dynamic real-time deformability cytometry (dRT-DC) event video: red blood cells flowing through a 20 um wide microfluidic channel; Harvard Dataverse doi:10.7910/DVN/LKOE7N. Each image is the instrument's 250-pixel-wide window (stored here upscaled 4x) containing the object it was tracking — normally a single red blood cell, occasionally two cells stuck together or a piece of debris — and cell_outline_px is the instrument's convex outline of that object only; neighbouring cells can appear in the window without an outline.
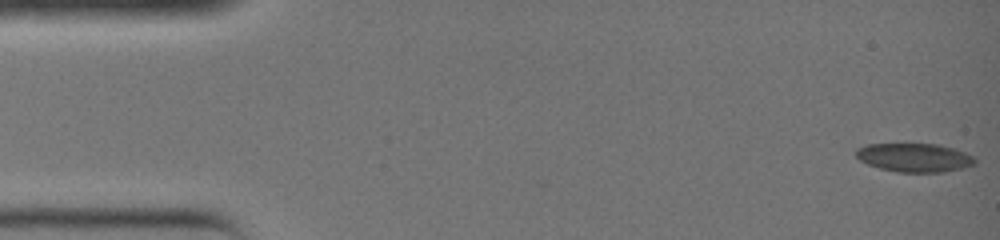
{"species": "common noctule bat (a hibernating species)", "species_latin": "Nyctalus noctula", "temperature_condition": "warm", "stored_images_in_passage": 37, "camera_frame_rate_fps": 3000, "um_per_image_px": 0.085, "animal": {"sex": "female", "body_mass_g": 19.0, "forearm_length_mm": 51.5}, "frame": {"image": 1, "passage_image": 1, "time_ms": 0.0, "image_size_px": [1000, 240], "cell_outline_px": [[976, 164], [944, 172], [896, 172], [880, 168], [868, 164], [860, 160], [856, 156], [856, 148], [868, 144], [936, 144], [952, 148], [964, 152], [972, 156], [976, 160]], "centroid_in_image_um": [77.71, 13.39], "position_along_channel_um": 7.3, "area_um2": 19.71}}
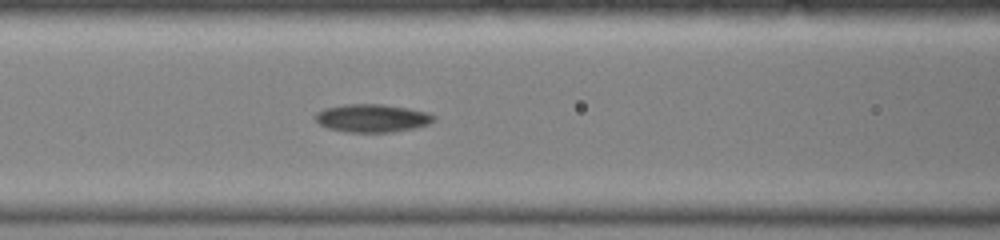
{"frame": {"image": 2, "passage_image": 16, "time_ms": 5.0, "image_size_px": [1000, 240], "cell_outline_px": [[436, 120], [428, 124], [412, 128], [392, 132], [348, 132], [328, 128], [320, 124], [316, 120], [316, 112], [324, 108], [344, 104], [384, 104], [408, 108], [428, 112], [436, 116]], "centroid_in_image_um": [31.65, 10.03], "position_along_channel_um": 135.0, "area_um2": 19.36}}
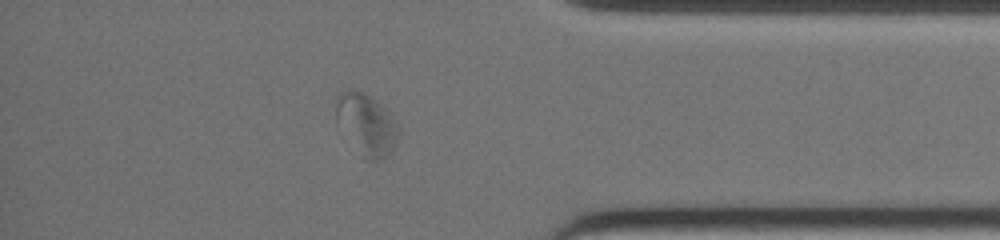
{"frame": {"image": 3, "passage_image": 32, "time_ms": 10.333, "image_size_px": [1000, 240], "cell_outline_px": [[400, 136], [396, 144], [380, 160], [364, 160], [336, 124], [336, 96], [340, 92], [352, 88], [376, 100], [396, 120], [400, 128]], "centroid_in_image_um": [31.13, 10.58], "position_along_channel_um": 404.1, "area_um2": 22.54}}